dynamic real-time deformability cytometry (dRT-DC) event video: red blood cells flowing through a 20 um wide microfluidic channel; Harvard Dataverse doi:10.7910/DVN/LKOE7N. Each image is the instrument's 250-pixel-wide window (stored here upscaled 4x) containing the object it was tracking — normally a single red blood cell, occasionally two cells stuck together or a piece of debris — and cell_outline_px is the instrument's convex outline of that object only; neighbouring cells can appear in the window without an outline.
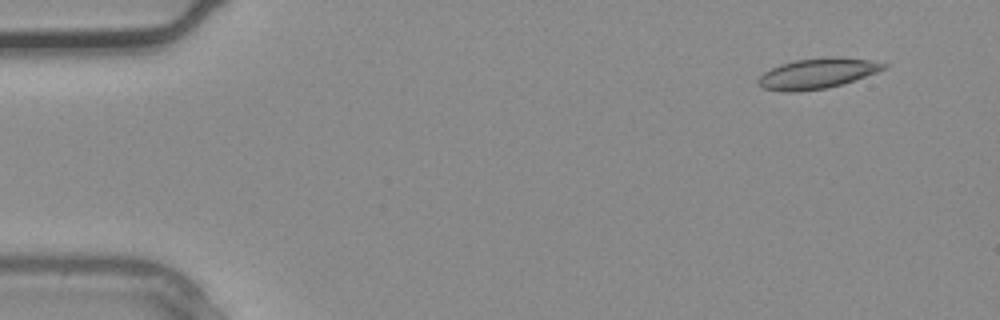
{"species": "common noctule bat (a hibernating species)", "species_latin": "Nyctalus noctula", "temperature_condition": "warm", "stored_images_in_passage": 4, "camera_frame_rate_fps": 3000, "um_per_image_px": 0.085, "animal": {"sex": "male", "body_mass_g": 20.4}, "frame": {"image": 1, "passage_image": 1, "time_ms": 0.0, "image_size_px": [1000, 320], "cell_outline_px": [[888, 68], [844, 84], [828, 88], [796, 92], [784, 92], [764, 88], [756, 80], [764, 72], [780, 64], [796, 60], [832, 56], [836, 56], [868, 60], [888, 64]], "centroid_in_image_um": [69.49, 6.25], "position_along_channel_um": 15.5, "area_um2": 22.25}}
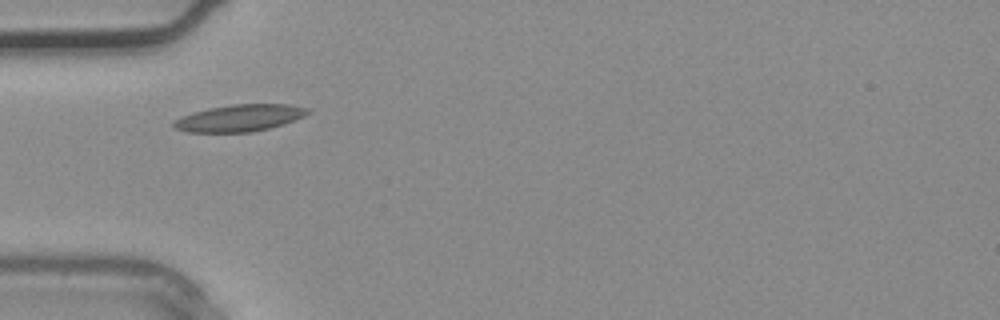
{"frame": {"image": 2, "passage_image": 4, "time_ms": 1.0, "image_size_px": [1000, 320], "cell_outline_px": [[312, 112], [304, 116], [284, 124], [252, 132], [188, 132], [176, 128], [172, 124], [180, 116], [192, 112], [208, 108], [232, 104], [288, 104], [312, 108]], "centroid_in_image_um": [20.41, 10.01], "position_along_channel_um": 64.6, "area_um2": 21.1}}